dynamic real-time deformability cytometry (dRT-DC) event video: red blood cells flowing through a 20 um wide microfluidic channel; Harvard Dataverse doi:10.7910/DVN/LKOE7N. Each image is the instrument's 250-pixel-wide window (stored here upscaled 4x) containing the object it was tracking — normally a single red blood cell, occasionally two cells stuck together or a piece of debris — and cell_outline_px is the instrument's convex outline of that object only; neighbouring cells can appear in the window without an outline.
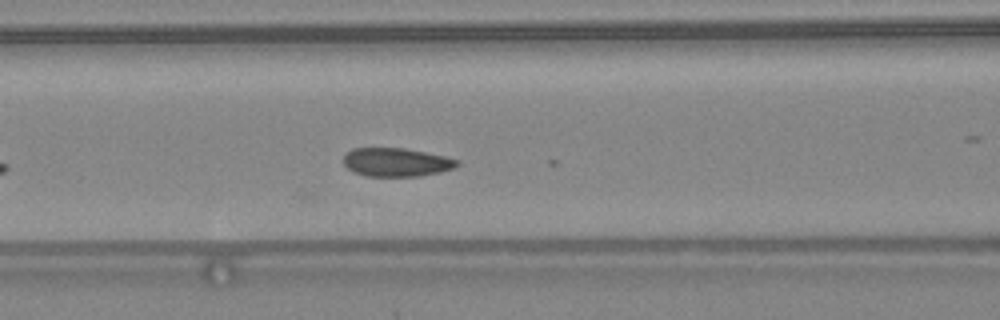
{"species": "common noctule bat (a hibernating species)", "species_latin": "Nyctalus noctula", "temperature_condition": "warm", "stored_images_in_passage": 18, "camera_frame_rate_fps": 3000, "um_per_image_px": 0.085, "animal": {"sex": "female", "body_mass_g": 24.6, "forearm_length_mm": 56.2}, "frame": {"image": 1, "passage_image": 5, "time_ms": 1.333, "image_size_px": [1000, 320], "cell_outline_px": [[460, 164], [456, 168], [440, 172], [420, 176], [364, 176], [352, 172], [344, 164], [344, 156], [352, 148], [404, 148], [444, 156], [460, 160]], "centroid_in_image_um": [33.71, 13.79], "position_along_channel_um": 132.9, "area_um2": 19.02}}